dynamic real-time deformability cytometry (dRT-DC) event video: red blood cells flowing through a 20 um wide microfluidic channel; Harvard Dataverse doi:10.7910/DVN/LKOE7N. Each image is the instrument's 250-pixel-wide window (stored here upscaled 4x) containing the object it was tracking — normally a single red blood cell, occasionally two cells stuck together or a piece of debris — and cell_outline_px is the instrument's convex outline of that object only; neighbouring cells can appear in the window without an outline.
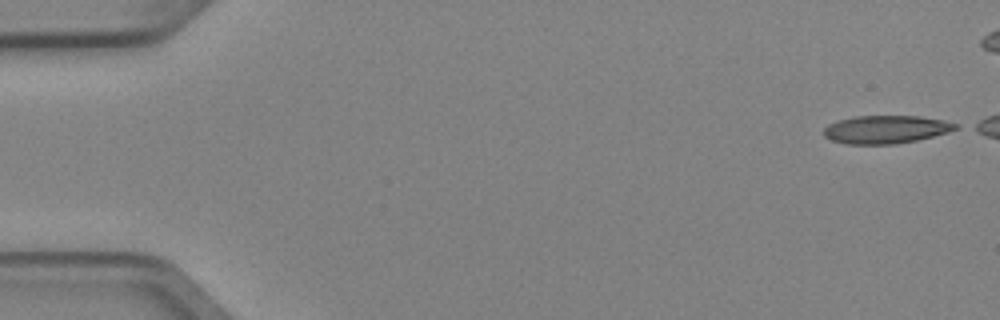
{"species": "Egyptian fruit bat (a non-hibernating species)", "species_latin": "Rousettus aegyptiacus", "temperature_condition": "cold", "stored_images_in_passage": 5, "camera_frame_rate_fps": 3000, "um_per_image_px": 0.085, "animal": {"sex": "female"}, "frame": {"image": 1, "passage_image": 1, "time_ms": 0.0, "image_size_px": [1000, 320], "cell_outline_px": [[960, 128], [948, 132], [916, 140], [896, 144], [844, 144], [832, 140], [824, 136], [824, 128], [828, 124], [840, 120], [856, 116], [920, 116], [944, 120], [960, 124]], "centroid_in_image_um": [75.33, 11.0], "position_along_channel_um": 9.7, "area_um2": 21.56}}